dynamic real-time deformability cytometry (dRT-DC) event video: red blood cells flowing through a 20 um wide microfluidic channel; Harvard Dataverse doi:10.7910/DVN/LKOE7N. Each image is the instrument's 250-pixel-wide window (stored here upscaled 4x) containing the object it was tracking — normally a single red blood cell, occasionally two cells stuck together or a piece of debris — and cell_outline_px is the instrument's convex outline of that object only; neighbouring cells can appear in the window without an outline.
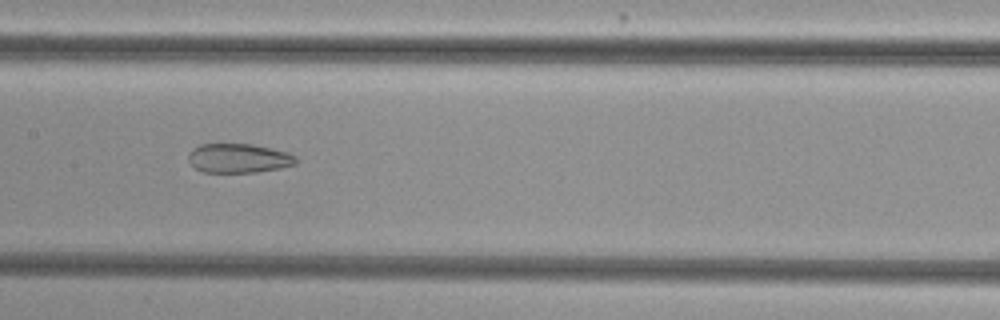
{"species": "common noctule bat (a hibernating species)", "species_latin": "Nyctalus noctula", "temperature_condition": "cold", "stored_images_in_passage": 31, "camera_frame_rate_fps": 3000, "um_per_image_px": 0.085, "animal": {"sex": "female", "body_mass_g": 29.2, "forearm_length_mm": 56.3}, "frame": {"image": 1, "passage_image": 13, "time_ms": 4.0, "image_size_px": [1000, 320], "cell_outline_px": [[296, 164], [280, 168], [256, 172], [204, 172], [196, 168], [188, 160], [188, 152], [192, 148], [200, 144], [252, 144], [272, 148], [288, 152], [296, 156]], "centroid_in_image_um": [20.28, 13.44], "position_along_channel_um": 187.1, "area_um2": 18.38}}
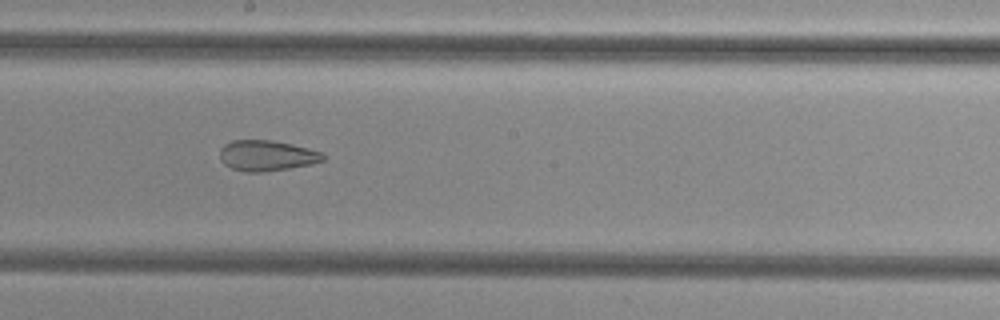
{"frame": {"image": 2, "passage_image": 16, "time_ms": 5.0, "image_size_px": [1000, 320], "cell_outline_px": [[324, 160], [312, 164], [288, 168], [260, 172], [244, 172], [232, 168], [224, 164], [220, 160], [220, 148], [224, 144], [232, 140], [272, 140], [292, 144], [324, 152]], "centroid_in_image_um": [22.67, 13.22], "position_along_channel_um": 225.5, "area_um2": 18.5}}
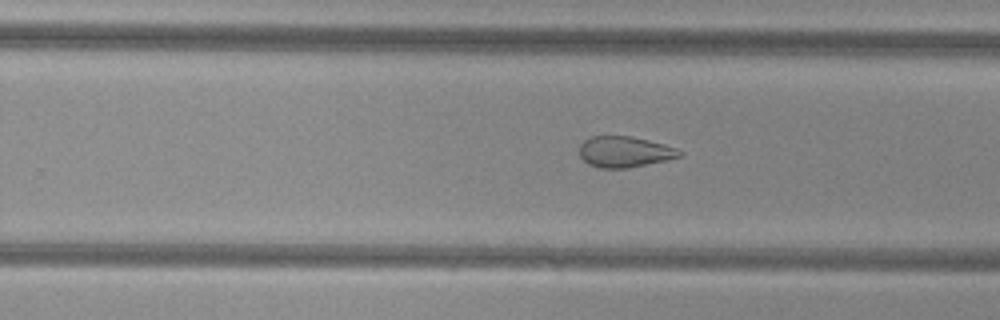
{"frame": {"image": 3, "passage_image": 20, "time_ms": 6.333, "image_size_px": [1000, 320], "cell_outline_px": [[684, 152], [680, 156], [668, 160], [628, 168], [600, 168], [588, 164], [580, 156], [580, 144], [584, 140], [592, 136], [632, 136], [664, 144], [676, 148]], "centroid_in_image_um": [53.1, 12.9], "position_along_channel_um": 276.7, "area_um2": 18.09}, "authors_computed_cell_mechanics": {"area_um2": 19.4208, "velocity_mm_per_s": 3.8475, "shape_relaxation_time_tau1_ms": null, "shape_relaxation_time_tau2_ms": 2.7289, "deformation_change_tau1": null, "deformation_change_tau2": 0.0955}}